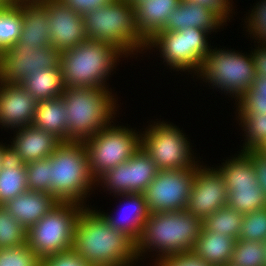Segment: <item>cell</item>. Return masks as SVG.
<instances>
[{
    "mask_svg": "<svg viewBox=\"0 0 266 266\" xmlns=\"http://www.w3.org/2000/svg\"><path fill=\"white\" fill-rule=\"evenodd\" d=\"M188 2H195L197 5L206 7L214 11L224 22L229 19L230 1L229 0H186ZM227 17V18H226Z\"/></svg>",
    "mask_w": 266,
    "mask_h": 266,
    "instance_id": "44",
    "label": "cell"
},
{
    "mask_svg": "<svg viewBox=\"0 0 266 266\" xmlns=\"http://www.w3.org/2000/svg\"><path fill=\"white\" fill-rule=\"evenodd\" d=\"M181 0H137L134 2L138 31L148 42L166 25Z\"/></svg>",
    "mask_w": 266,
    "mask_h": 266,
    "instance_id": "22",
    "label": "cell"
},
{
    "mask_svg": "<svg viewBox=\"0 0 266 266\" xmlns=\"http://www.w3.org/2000/svg\"><path fill=\"white\" fill-rule=\"evenodd\" d=\"M62 97L38 101L32 124L67 142V117Z\"/></svg>",
    "mask_w": 266,
    "mask_h": 266,
    "instance_id": "26",
    "label": "cell"
},
{
    "mask_svg": "<svg viewBox=\"0 0 266 266\" xmlns=\"http://www.w3.org/2000/svg\"><path fill=\"white\" fill-rule=\"evenodd\" d=\"M41 258L26 244L0 249V266H40Z\"/></svg>",
    "mask_w": 266,
    "mask_h": 266,
    "instance_id": "38",
    "label": "cell"
},
{
    "mask_svg": "<svg viewBox=\"0 0 266 266\" xmlns=\"http://www.w3.org/2000/svg\"><path fill=\"white\" fill-rule=\"evenodd\" d=\"M27 243V230L0 205V249Z\"/></svg>",
    "mask_w": 266,
    "mask_h": 266,
    "instance_id": "34",
    "label": "cell"
},
{
    "mask_svg": "<svg viewBox=\"0 0 266 266\" xmlns=\"http://www.w3.org/2000/svg\"><path fill=\"white\" fill-rule=\"evenodd\" d=\"M59 203L60 201L52 194L28 190L7 201L3 206L28 230Z\"/></svg>",
    "mask_w": 266,
    "mask_h": 266,
    "instance_id": "19",
    "label": "cell"
},
{
    "mask_svg": "<svg viewBox=\"0 0 266 266\" xmlns=\"http://www.w3.org/2000/svg\"><path fill=\"white\" fill-rule=\"evenodd\" d=\"M121 53L113 44L90 39L60 52L59 64L64 86L106 88L105 80L117 63V58L122 56Z\"/></svg>",
    "mask_w": 266,
    "mask_h": 266,
    "instance_id": "5",
    "label": "cell"
},
{
    "mask_svg": "<svg viewBox=\"0 0 266 266\" xmlns=\"http://www.w3.org/2000/svg\"><path fill=\"white\" fill-rule=\"evenodd\" d=\"M82 16L94 9L107 5L114 0H60Z\"/></svg>",
    "mask_w": 266,
    "mask_h": 266,
    "instance_id": "43",
    "label": "cell"
},
{
    "mask_svg": "<svg viewBox=\"0 0 266 266\" xmlns=\"http://www.w3.org/2000/svg\"><path fill=\"white\" fill-rule=\"evenodd\" d=\"M21 85L38 102L61 97L65 90L60 64L28 76Z\"/></svg>",
    "mask_w": 266,
    "mask_h": 266,
    "instance_id": "27",
    "label": "cell"
},
{
    "mask_svg": "<svg viewBox=\"0 0 266 266\" xmlns=\"http://www.w3.org/2000/svg\"><path fill=\"white\" fill-rule=\"evenodd\" d=\"M9 146L3 148L2 169L0 170V205L28 191L25 163L19 153Z\"/></svg>",
    "mask_w": 266,
    "mask_h": 266,
    "instance_id": "23",
    "label": "cell"
},
{
    "mask_svg": "<svg viewBox=\"0 0 266 266\" xmlns=\"http://www.w3.org/2000/svg\"><path fill=\"white\" fill-rule=\"evenodd\" d=\"M29 191L50 194V160L41 159L25 164Z\"/></svg>",
    "mask_w": 266,
    "mask_h": 266,
    "instance_id": "37",
    "label": "cell"
},
{
    "mask_svg": "<svg viewBox=\"0 0 266 266\" xmlns=\"http://www.w3.org/2000/svg\"><path fill=\"white\" fill-rule=\"evenodd\" d=\"M195 174L196 167L180 170L160 169L143 192L149 212L184 210Z\"/></svg>",
    "mask_w": 266,
    "mask_h": 266,
    "instance_id": "12",
    "label": "cell"
},
{
    "mask_svg": "<svg viewBox=\"0 0 266 266\" xmlns=\"http://www.w3.org/2000/svg\"><path fill=\"white\" fill-rule=\"evenodd\" d=\"M202 220L184 210L150 213L136 242L137 259L146 249L155 248L164 257L191 252L200 235Z\"/></svg>",
    "mask_w": 266,
    "mask_h": 266,
    "instance_id": "2",
    "label": "cell"
},
{
    "mask_svg": "<svg viewBox=\"0 0 266 266\" xmlns=\"http://www.w3.org/2000/svg\"><path fill=\"white\" fill-rule=\"evenodd\" d=\"M59 63L60 52L51 45L29 48L14 43L0 53V82L21 84L36 71L57 67Z\"/></svg>",
    "mask_w": 266,
    "mask_h": 266,
    "instance_id": "13",
    "label": "cell"
},
{
    "mask_svg": "<svg viewBox=\"0 0 266 266\" xmlns=\"http://www.w3.org/2000/svg\"><path fill=\"white\" fill-rule=\"evenodd\" d=\"M13 2H43L44 0H12Z\"/></svg>",
    "mask_w": 266,
    "mask_h": 266,
    "instance_id": "49",
    "label": "cell"
},
{
    "mask_svg": "<svg viewBox=\"0 0 266 266\" xmlns=\"http://www.w3.org/2000/svg\"><path fill=\"white\" fill-rule=\"evenodd\" d=\"M252 160L257 182L266 198V157L257 151H244Z\"/></svg>",
    "mask_w": 266,
    "mask_h": 266,
    "instance_id": "42",
    "label": "cell"
},
{
    "mask_svg": "<svg viewBox=\"0 0 266 266\" xmlns=\"http://www.w3.org/2000/svg\"><path fill=\"white\" fill-rule=\"evenodd\" d=\"M196 166L191 193L187 201L186 211L202 221L216 210L227 204L228 191L225 181L217 169Z\"/></svg>",
    "mask_w": 266,
    "mask_h": 266,
    "instance_id": "15",
    "label": "cell"
},
{
    "mask_svg": "<svg viewBox=\"0 0 266 266\" xmlns=\"http://www.w3.org/2000/svg\"><path fill=\"white\" fill-rule=\"evenodd\" d=\"M118 196H122L123 198L126 197L124 199L128 202L125 207L128 210L127 212H129L128 215L126 214L128 217L125 215V209L122 211L125 217L123 216L121 219L111 217L108 214L105 215V213L100 214L111 227L126 234L136 243L139 240L144 224L150 215L147 202L143 193L118 194Z\"/></svg>",
    "mask_w": 266,
    "mask_h": 266,
    "instance_id": "24",
    "label": "cell"
},
{
    "mask_svg": "<svg viewBox=\"0 0 266 266\" xmlns=\"http://www.w3.org/2000/svg\"><path fill=\"white\" fill-rule=\"evenodd\" d=\"M239 117L247 136L241 151H256L266 142V114Z\"/></svg>",
    "mask_w": 266,
    "mask_h": 266,
    "instance_id": "35",
    "label": "cell"
},
{
    "mask_svg": "<svg viewBox=\"0 0 266 266\" xmlns=\"http://www.w3.org/2000/svg\"><path fill=\"white\" fill-rule=\"evenodd\" d=\"M22 11V30L17 44L26 47L51 45L48 11L44 2H14Z\"/></svg>",
    "mask_w": 266,
    "mask_h": 266,
    "instance_id": "18",
    "label": "cell"
},
{
    "mask_svg": "<svg viewBox=\"0 0 266 266\" xmlns=\"http://www.w3.org/2000/svg\"><path fill=\"white\" fill-rule=\"evenodd\" d=\"M224 21L206 7L195 2L181 0L179 5L168 16L163 30L180 31L186 28H199L211 32L218 29Z\"/></svg>",
    "mask_w": 266,
    "mask_h": 266,
    "instance_id": "21",
    "label": "cell"
},
{
    "mask_svg": "<svg viewBox=\"0 0 266 266\" xmlns=\"http://www.w3.org/2000/svg\"><path fill=\"white\" fill-rule=\"evenodd\" d=\"M236 239L207 231L203 226L192 253L209 266H226L231 261Z\"/></svg>",
    "mask_w": 266,
    "mask_h": 266,
    "instance_id": "25",
    "label": "cell"
},
{
    "mask_svg": "<svg viewBox=\"0 0 266 266\" xmlns=\"http://www.w3.org/2000/svg\"><path fill=\"white\" fill-rule=\"evenodd\" d=\"M208 32L199 28L180 31L162 30L148 41V47H159L167 65L173 69L200 71L210 47L206 40ZM155 45V46H154Z\"/></svg>",
    "mask_w": 266,
    "mask_h": 266,
    "instance_id": "10",
    "label": "cell"
},
{
    "mask_svg": "<svg viewBox=\"0 0 266 266\" xmlns=\"http://www.w3.org/2000/svg\"><path fill=\"white\" fill-rule=\"evenodd\" d=\"M0 83V125L19 129L32 124L38 102L21 84Z\"/></svg>",
    "mask_w": 266,
    "mask_h": 266,
    "instance_id": "17",
    "label": "cell"
},
{
    "mask_svg": "<svg viewBox=\"0 0 266 266\" xmlns=\"http://www.w3.org/2000/svg\"><path fill=\"white\" fill-rule=\"evenodd\" d=\"M155 266H209L192 252L170 255L157 260Z\"/></svg>",
    "mask_w": 266,
    "mask_h": 266,
    "instance_id": "41",
    "label": "cell"
},
{
    "mask_svg": "<svg viewBox=\"0 0 266 266\" xmlns=\"http://www.w3.org/2000/svg\"><path fill=\"white\" fill-rule=\"evenodd\" d=\"M50 24L51 46L64 52L87 40L84 18L60 0H44Z\"/></svg>",
    "mask_w": 266,
    "mask_h": 266,
    "instance_id": "16",
    "label": "cell"
},
{
    "mask_svg": "<svg viewBox=\"0 0 266 266\" xmlns=\"http://www.w3.org/2000/svg\"><path fill=\"white\" fill-rule=\"evenodd\" d=\"M263 44L262 48L258 46V49H254V53L252 52V57L255 64L256 77L266 78V44Z\"/></svg>",
    "mask_w": 266,
    "mask_h": 266,
    "instance_id": "45",
    "label": "cell"
},
{
    "mask_svg": "<svg viewBox=\"0 0 266 266\" xmlns=\"http://www.w3.org/2000/svg\"><path fill=\"white\" fill-rule=\"evenodd\" d=\"M111 94L103 87H65L61 97L68 112L67 142H84L111 123L116 107Z\"/></svg>",
    "mask_w": 266,
    "mask_h": 266,
    "instance_id": "3",
    "label": "cell"
},
{
    "mask_svg": "<svg viewBox=\"0 0 266 266\" xmlns=\"http://www.w3.org/2000/svg\"><path fill=\"white\" fill-rule=\"evenodd\" d=\"M256 151L260 153L263 157H266V142L262 146H260Z\"/></svg>",
    "mask_w": 266,
    "mask_h": 266,
    "instance_id": "46",
    "label": "cell"
},
{
    "mask_svg": "<svg viewBox=\"0 0 266 266\" xmlns=\"http://www.w3.org/2000/svg\"><path fill=\"white\" fill-rule=\"evenodd\" d=\"M83 18L87 39L113 44L125 55L148 48L137 28L134 3L129 0H114Z\"/></svg>",
    "mask_w": 266,
    "mask_h": 266,
    "instance_id": "4",
    "label": "cell"
},
{
    "mask_svg": "<svg viewBox=\"0 0 266 266\" xmlns=\"http://www.w3.org/2000/svg\"><path fill=\"white\" fill-rule=\"evenodd\" d=\"M11 147L19 153L24 163L48 158L62 143L54 134L29 124L19 128Z\"/></svg>",
    "mask_w": 266,
    "mask_h": 266,
    "instance_id": "20",
    "label": "cell"
},
{
    "mask_svg": "<svg viewBox=\"0 0 266 266\" xmlns=\"http://www.w3.org/2000/svg\"><path fill=\"white\" fill-rule=\"evenodd\" d=\"M3 148H4V146L1 144L0 145V170L2 169Z\"/></svg>",
    "mask_w": 266,
    "mask_h": 266,
    "instance_id": "48",
    "label": "cell"
},
{
    "mask_svg": "<svg viewBox=\"0 0 266 266\" xmlns=\"http://www.w3.org/2000/svg\"><path fill=\"white\" fill-rule=\"evenodd\" d=\"M22 30V11L12 1L0 10V53L19 40Z\"/></svg>",
    "mask_w": 266,
    "mask_h": 266,
    "instance_id": "31",
    "label": "cell"
},
{
    "mask_svg": "<svg viewBox=\"0 0 266 266\" xmlns=\"http://www.w3.org/2000/svg\"><path fill=\"white\" fill-rule=\"evenodd\" d=\"M227 207L245 215L266 207V198L259 184L233 186L228 190Z\"/></svg>",
    "mask_w": 266,
    "mask_h": 266,
    "instance_id": "29",
    "label": "cell"
},
{
    "mask_svg": "<svg viewBox=\"0 0 266 266\" xmlns=\"http://www.w3.org/2000/svg\"><path fill=\"white\" fill-rule=\"evenodd\" d=\"M266 246L260 241L236 240L229 265L266 266Z\"/></svg>",
    "mask_w": 266,
    "mask_h": 266,
    "instance_id": "32",
    "label": "cell"
},
{
    "mask_svg": "<svg viewBox=\"0 0 266 266\" xmlns=\"http://www.w3.org/2000/svg\"><path fill=\"white\" fill-rule=\"evenodd\" d=\"M238 239L266 241V207L244 215Z\"/></svg>",
    "mask_w": 266,
    "mask_h": 266,
    "instance_id": "36",
    "label": "cell"
},
{
    "mask_svg": "<svg viewBox=\"0 0 266 266\" xmlns=\"http://www.w3.org/2000/svg\"><path fill=\"white\" fill-rule=\"evenodd\" d=\"M12 0H0V10L4 9L6 6H8Z\"/></svg>",
    "mask_w": 266,
    "mask_h": 266,
    "instance_id": "47",
    "label": "cell"
},
{
    "mask_svg": "<svg viewBox=\"0 0 266 266\" xmlns=\"http://www.w3.org/2000/svg\"><path fill=\"white\" fill-rule=\"evenodd\" d=\"M50 194L60 202L82 203L96 180L90 173L83 142H62L48 157ZM82 201V202H81Z\"/></svg>",
    "mask_w": 266,
    "mask_h": 266,
    "instance_id": "6",
    "label": "cell"
},
{
    "mask_svg": "<svg viewBox=\"0 0 266 266\" xmlns=\"http://www.w3.org/2000/svg\"><path fill=\"white\" fill-rule=\"evenodd\" d=\"M159 169L142 147L126 162L107 170L99 180L118 194L143 193Z\"/></svg>",
    "mask_w": 266,
    "mask_h": 266,
    "instance_id": "14",
    "label": "cell"
},
{
    "mask_svg": "<svg viewBox=\"0 0 266 266\" xmlns=\"http://www.w3.org/2000/svg\"><path fill=\"white\" fill-rule=\"evenodd\" d=\"M199 73L201 77H205L206 82L208 80L213 84L212 86L224 89V92L227 91L230 95L235 94L236 99L252 87L256 77L252 55L245 56L224 49H210Z\"/></svg>",
    "mask_w": 266,
    "mask_h": 266,
    "instance_id": "9",
    "label": "cell"
},
{
    "mask_svg": "<svg viewBox=\"0 0 266 266\" xmlns=\"http://www.w3.org/2000/svg\"><path fill=\"white\" fill-rule=\"evenodd\" d=\"M252 12L248 17V30L251 31L250 34L255 35L254 37L259 38V42L262 40V43H266V0L260 4L258 2Z\"/></svg>",
    "mask_w": 266,
    "mask_h": 266,
    "instance_id": "40",
    "label": "cell"
},
{
    "mask_svg": "<svg viewBox=\"0 0 266 266\" xmlns=\"http://www.w3.org/2000/svg\"><path fill=\"white\" fill-rule=\"evenodd\" d=\"M40 266H92L72 248L41 259Z\"/></svg>",
    "mask_w": 266,
    "mask_h": 266,
    "instance_id": "39",
    "label": "cell"
},
{
    "mask_svg": "<svg viewBox=\"0 0 266 266\" xmlns=\"http://www.w3.org/2000/svg\"><path fill=\"white\" fill-rule=\"evenodd\" d=\"M73 249L92 266H130L137 260L136 243L88 207L75 224Z\"/></svg>",
    "mask_w": 266,
    "mask_h": 266,
    "instance_id": "1",
    "label": "cell"
},
{
    "mask_svg": "<svg viewBox=\"0 0 266 266\" xmlns=\"http://www.w3.org/2000/svg\"><path fill=\"white\" fill-rule=\"evenodd\" d=\"M238 100L239 116L266 114V78L255 77L252 87Z\"/></svg>",
    "mask_w": 266,
    "mask_h": 266,
    "instance_id": "33",
    "label": "cell"
},
{
    "mask_svg": "<svg viewBox=\"0 0 266 266\" xmlns=\"http://www.w3.org/2000/svg\"><path fill=\"white\" fill-rule=\"evenodd\" d=\"M243 218V214L225 206L207 216L202 221V225L207 231L238 240Z\"/></svg>",
    "mask_w": 266,
    "mask_h": 266,
    "instance_id": "30",
    "label": "cell"
},
{
    "mask_svg": "<svg viewBox=\"0 0 266 266\" xmlns=\"http://www.w3.org/2000/svg\"><path fill=\"white\" fill-rule=\"evenodd\" d=\"M84 205L60 202L27 230V245L42 259L73 248L75 224Z\"/></svg>",
    "mask_w": 266,
    "mask_h": 266,
    "instance_id": "7",
    "label": "cell"
},
{
    "mask_svg": "<svg viewBox=\"0 0 266 266\" xmlns=\"http://www.w3.org/2000/svg\"><path fill=\"white\" fill-rule=\"evenodd\" d=\"M140 135L128 127L109 124L85 140L83 143L94 179L97 181L107 170L130 159L141 147Z\"/></svg>",
    "mask_w": 266,
    "mask_h": 266,
    "instance_id": "8",
    "label": "cell"
},
{
    "mask_svg": "<svg viewBox=\"0 0 266 266\" xmlns=\"http://www.w3.org/2000/svg\"><path fill=\"white\" fill-rule=\"evenodd\" d=\"M218 170L225 181L227 191L233 186L258 184L252 160L244 151L238 157L223 163Z\"/></svg>",
    "mask_w": 266,
    "mask_h": 266,
    "instance_id": "28",
    "label": "cell"
},
{
    "mask_svg": "<svg viewBox=\"0 0 266 266\" xmlns=\"http://www.w3.org/2000/svg\"><path fill=\"white\" fill-rule=\"evenodd\" d=\"M150 127L141 135V147L159 170L197 166L191 156L190 142L176 126L161 122Z\"/></svg>",
    "mask_w": 266,
    "mask_h": 266,
    "instance_id": "11",
    "label": "cell"
}]
</instances>
